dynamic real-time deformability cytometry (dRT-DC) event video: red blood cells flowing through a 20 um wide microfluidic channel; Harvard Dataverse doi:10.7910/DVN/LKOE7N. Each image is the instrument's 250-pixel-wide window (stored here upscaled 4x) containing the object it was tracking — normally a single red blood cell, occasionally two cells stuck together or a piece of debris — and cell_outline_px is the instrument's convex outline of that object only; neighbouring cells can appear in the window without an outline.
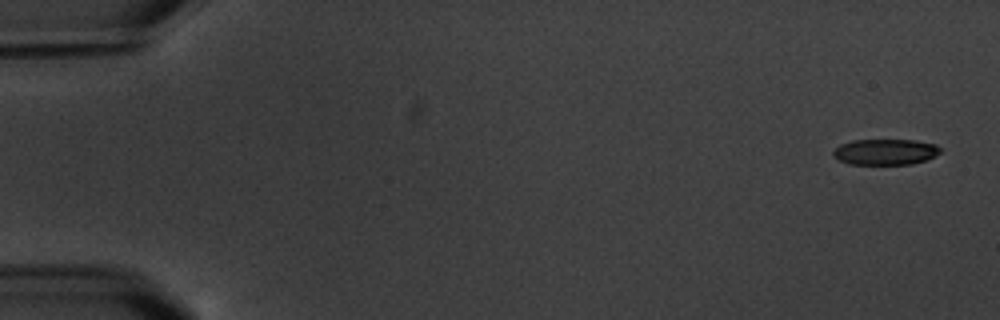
{"species": "common noctule bat (a hibernating species)", "species_latin": "Nyctalus noctula", "temperature_condition": "warm", "stored_images_in_passage": 17, "camera_frame_rate_fps": 3000, "um_per_image_px": 0.085, "animal": {"sex": "male", "body_mass_g": 20.1, "forearm_length_mm": 53.5}, "frame": {"image": 1, "passage_image": 1, "time_ms": 0.0, "image_size_px": [1000, 320], "cell_outline_px": [[940, 152], [928, 160], [912, 164], [848, 164], [832, 156], [832, 152], [840, 144], [852, 140], [916, 140], [936, 144], [940, 148]], "centroid_in_image_um": [75.25, 12.91], "position_along_channel_um": 9.7, "area_um2": 16.24}}
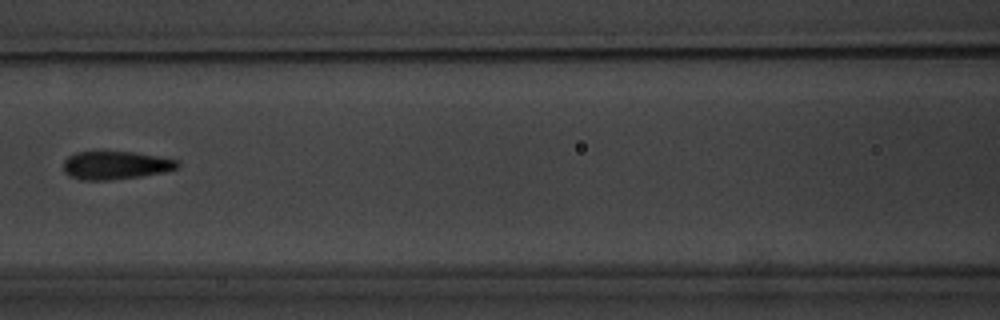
{"frame": {"image": 2, "passage_image": 8, "time_ms": 8.333, "image_size_px": [1000, 320], "cell_outline_px": [[180, 164], [176, 168], [164, 172], [140, 176], [112, 180], [80, 180], [68, 176], [64, 172], [64, 160], [68, 156], [76, 152], [136, 152], [160, 156], [180, 160]], "centroid_in_image_um": [9.83, 14.05], "position_along_channel_um": 156.8, "area_um2": 18.9}}
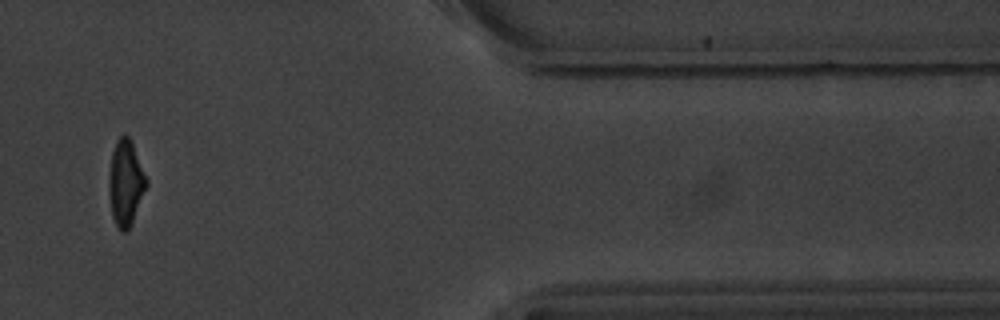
{"frame": {"image": 3, "passage_image": 15, "time_ms": 16.333, "image_size_px": [1000, 320], "cell_outline_px": [[148, 184], [132, 224], [124, 232], [120, 232], [112, 216], [112, 152], [116, 140], [124, 132], [128, 136], [132, 144], [148, 180]], "centroid_in_image_um": [10.75, 15.55], "position_along_channel_um": 400.6, "area_um2": 17.69}, "authors_computed_cell_mechanics": {"area_um2": 18.4382, "velocity_mm_per_s": 3.4733, "shape_relaxation_time_tau1_ms": 2.9362, "shape_relaxation_time_tau2_ms": 1.3211, "deformation_change_tau1": 0.1042, "deformation_change_tau2": 0.039}}